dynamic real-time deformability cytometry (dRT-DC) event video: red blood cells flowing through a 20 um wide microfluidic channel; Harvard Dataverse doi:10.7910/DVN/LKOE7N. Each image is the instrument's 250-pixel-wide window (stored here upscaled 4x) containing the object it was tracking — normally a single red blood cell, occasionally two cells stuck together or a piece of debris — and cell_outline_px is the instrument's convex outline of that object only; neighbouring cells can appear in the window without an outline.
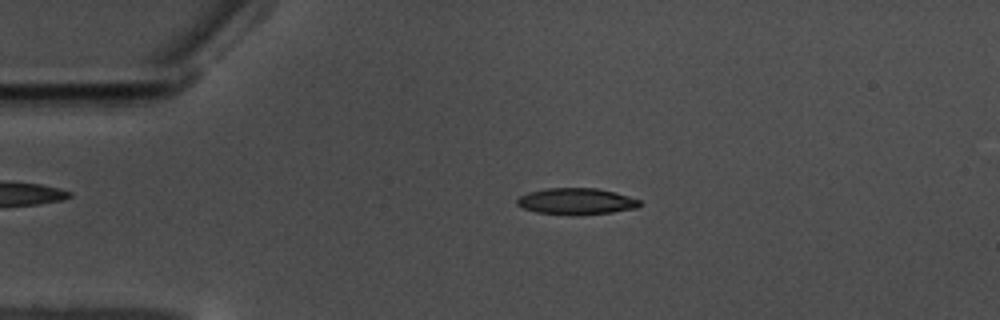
{"species": "common noctule bat (a hibernating species)", "species_latin": "Nyctalus noctula", "temperature_condition": "warm", "stored_images_in_passage": 57, "camera_frame_rate_fps": 3000, "um_per_image_px": 0.085, "animal": {"sex": "male", "body_mass_g": 17.5, "forearm_length_mm": 52.3}, "frame": {"image": 1, "passage_image": 12, "time_ms": 3.667, "image_size_px": [1000, 320], "cell_outline_px": [[640, 204], [636, 208], [612, 212], [580, 216], [536, 212], [524, 208], [516, 204], [516, 200], [520, 196], [528, 192], [544, 188], [596, 188], [616, 192], [640, 200]], "centroid_in_image_um": [48.97, 17.12], "position_along_channel_um": 36.0, "area_um2": 19.02}}
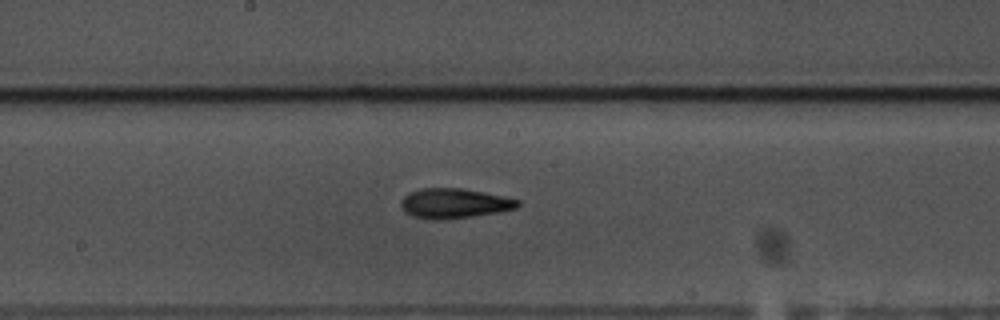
{"frame": {"image": 2, "passage_image": 30, "time_ms": 9.667, "image_size_px": [1000, 320], "cell_outline_px": [[520, 204], [516, 208], [500, 212], [472, 216], [412, 216], [404, 212], [400, 204], [404, 196], [420, 188], [460, 188], [484, 192], [520, 200]], "centroid_in_image_um": [38.66, 17.23], "position_along_channel_um": 209.5, "area_um2": 19.31}}
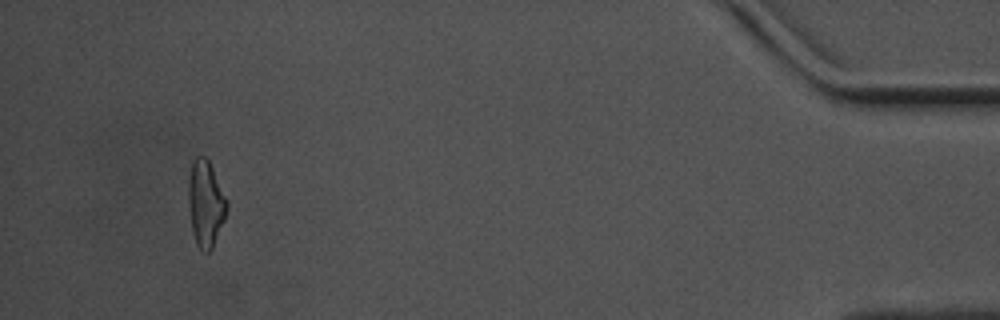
{"frame": {"image": 3, "passage_image": 54, "time_ms": 17.667, "image_size_px": [1000, 320], "cell_outline_px": [[228, 208], [224, 220], [212, 248], [208, 252], [200, 252], [196, 244], [192, 232], [188, 200], [188, 180], [192, 160], [196, 156], [204, 156], [208, 160], [228, 200]], "centroid_in_image_um": [17.47, 17.31], "position_along_channel_um": 417.7, "area_um2": 19.48}, "authors_computed_cell_mechanics": {"area_um2": 19.0162, "velocity_mm_per_s": 3.513, "shape_relaxation_time_tau1_ms": 7.5109, "shape_relaxation_time_tau2_ms": 3.647, "deformation_change_tau1": 0.2103, "deformation_change_tau2": 0.1242}}